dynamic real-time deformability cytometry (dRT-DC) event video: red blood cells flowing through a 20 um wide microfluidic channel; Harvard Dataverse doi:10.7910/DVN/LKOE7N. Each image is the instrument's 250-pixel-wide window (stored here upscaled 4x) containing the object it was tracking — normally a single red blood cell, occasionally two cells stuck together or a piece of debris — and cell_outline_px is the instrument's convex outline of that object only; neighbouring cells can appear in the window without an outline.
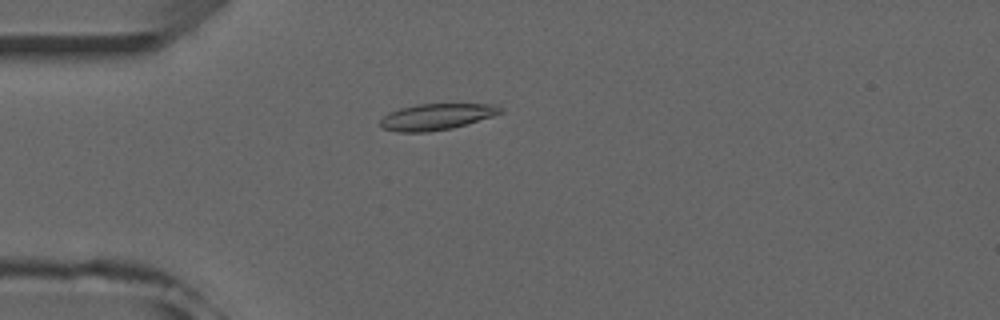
{"species": "common noctule bat (a hibernating species)", "species_latin": "Nyctalus noctula", "temperature_condition": "room temperature", "stored_images_in_passage": 50, "camera_frame_rate_fps": 3000, "um_per_image_px": 0.085, "animal": {"sex": "male", "forearm_length_mm": 52.5}, "frame": {"image": 1, "passage_image": 14, "time_ms": 4.333, "image_size_px": [1000, 320], "cell_outline_px": [[504, 112], [492, 116], [452, 128], [428, 132], [396, 132], [384, 128], [380, 124], [380, 120], [388, 112], [400, 108], [416, 104], [496, 104], [504, 108]], "centroid_in_image_um": [37.11, 9.91], "position_along_channel_um": 47.9, "area_um2": 18.38}}
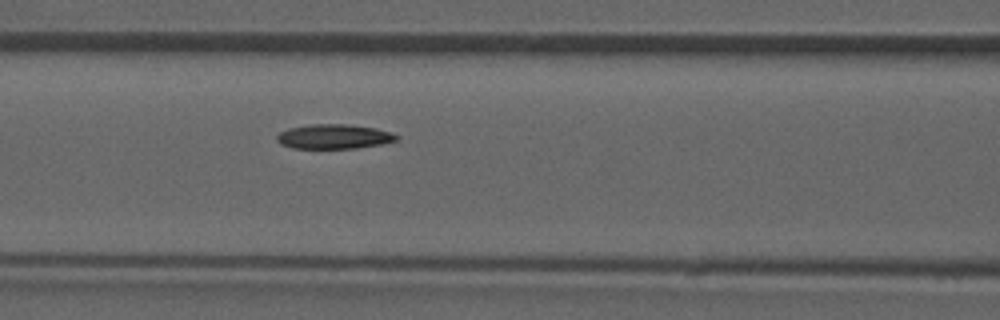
{"frame": {"image": 2, "passage_image": 22, "time_ms": 7.0, "image_size_px": [1000, 320], "cell_outline_px": [[400, 136], [396, 140], [380, 144], [356, 148], [292, 148], [280, 144], [276, 140], [276, 136], [280, 132], [288, 128], [312, 124], [348, 124], [376, 128], [392, 132]], "centroid_in_image_um": [28.38, 11.6], "position_along_channel_um": 138.2, "area_um2": 17.17}}
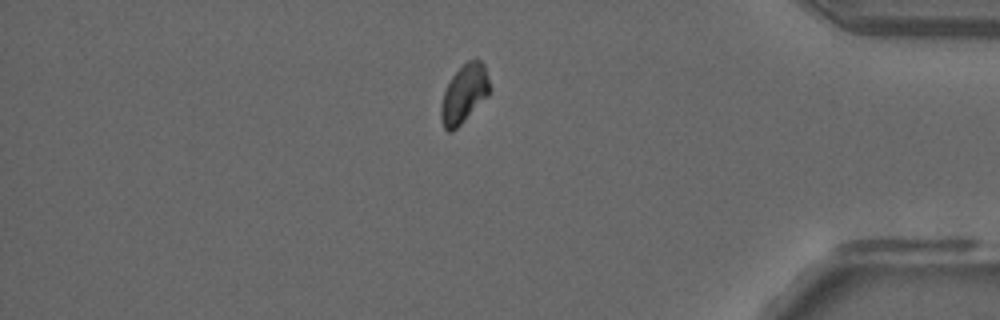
{"frame": {"image": 3, "passage_image": 44, "time_ms": 14.333, "image_size_px": [1000, 320], "cell_outline_px": [[492, 88], [488, 96], [452, 132], [448, 132], [444, 128], [440, 120], [440, 104], [444, 92], [452, 76], [468, 60], [476, 56], [484, 64]], "centroid_in_image_um": [39.47, 7.95], "position_along_channel_um": 395.7, "area_um2": 16.7}}